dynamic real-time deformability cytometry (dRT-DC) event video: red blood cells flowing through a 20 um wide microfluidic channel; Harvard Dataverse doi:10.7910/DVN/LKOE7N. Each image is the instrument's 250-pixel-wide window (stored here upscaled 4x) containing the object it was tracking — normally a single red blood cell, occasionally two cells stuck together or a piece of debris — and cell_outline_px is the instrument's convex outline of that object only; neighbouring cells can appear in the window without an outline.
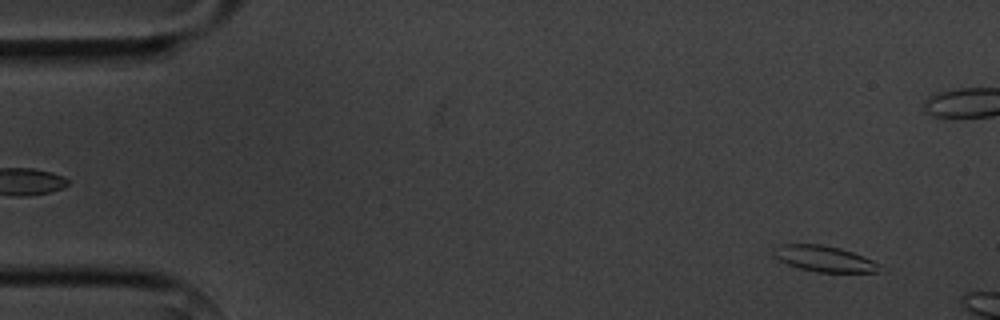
{"species": "common noctule bat (a hibernating species)", "species_latin": "Nyctalus noctula", "temperature_condition": "cold", "stored_images_in_passage": 3, "camera_frame_rate_fps": 3000, "um_per_image_px": 0.085, "animal": {"sex": "male", "body_mass_g": 20.1, "forearm_length_mm": 53.5}, "frame": {"image": 1, "passage_image": 1, "time_ms": 0.0, "image_size_px": [1000, 320], "cell_outline_px": [[888, 268], [884, 272], [816, 272], [800, 268], [788, 264], [780, 260], [776, 256], [772, 248], [780, 244], [820, 244], [840, 248], [864, 256]], "centroid_in_image_um": [70.16, 22.0], "position_along_channel_um": 14.8, "area_um2": 16.18}}